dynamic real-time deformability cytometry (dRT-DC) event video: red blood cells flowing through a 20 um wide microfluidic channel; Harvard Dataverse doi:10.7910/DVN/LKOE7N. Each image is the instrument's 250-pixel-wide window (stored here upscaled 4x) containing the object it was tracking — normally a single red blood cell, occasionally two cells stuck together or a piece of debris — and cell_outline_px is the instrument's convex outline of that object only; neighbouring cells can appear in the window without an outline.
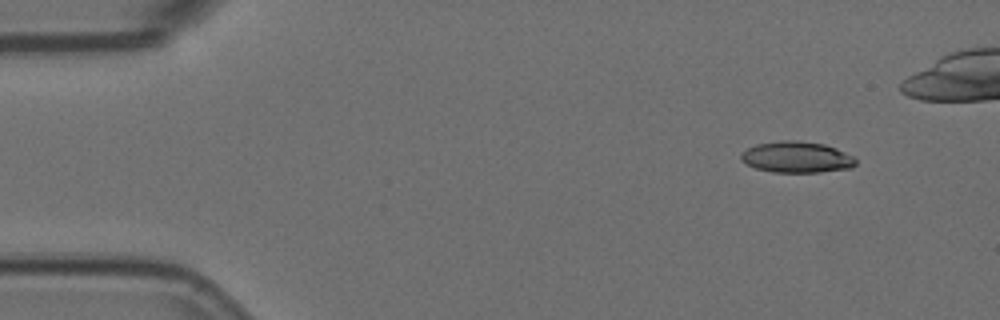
{"species": "Egyptian fruit bat (a non-hibernating species)", "species_latin": "Rousettus aegyptiacus", "temperature_condition": "room temperature", "stored_images_in_passage": 5, "camera_frame_rate_fps": 3000, "um_per_image_px": 0.085, "animal": {"sex": "female"}, "frame": {"image": 1, "passage_image": 1, "time_ms": 0.0, "image_size_px": [1000, 320], "cell_outline_px": [[856, 164], [852, 168], [820, 172], [772, 172], [756, 168], [740, 160], [740, 152], [756, 144], [780, 140], [796, 140], [824, 144], [836, 148], [852, 156], [856, 160]], "centroid_in_image_um": [67.7, 13.35], "position_along_channel_um": 17.3, "area_um2": 20.92}}